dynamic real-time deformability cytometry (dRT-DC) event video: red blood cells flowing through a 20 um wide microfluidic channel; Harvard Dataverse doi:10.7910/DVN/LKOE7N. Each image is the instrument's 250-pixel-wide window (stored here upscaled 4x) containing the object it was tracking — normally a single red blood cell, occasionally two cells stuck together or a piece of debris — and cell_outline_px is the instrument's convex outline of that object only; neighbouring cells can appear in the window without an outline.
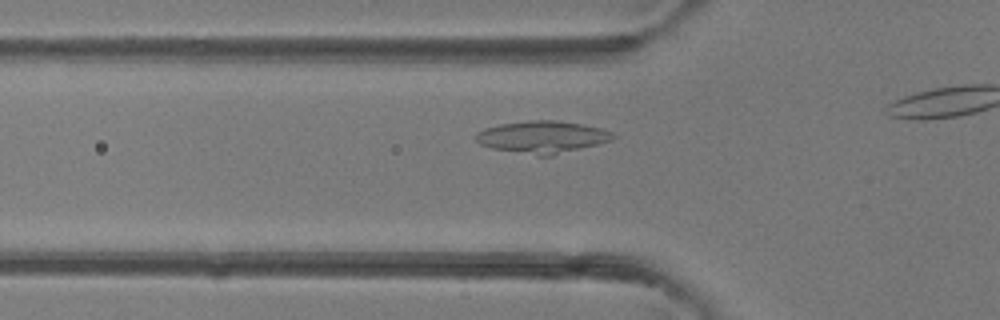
{"species": "common noctule bat (a hibernating species)", "species_latin": "Nyctalus noctula", "temperature_condition": "room temperature", "stored_images_in_passage": 4, "camera_frame_rate_fps": 3000, "um_per_image_px": 0.085, "animal": {"sex": "female"}, "frame": {"image": 1, "passage_image": 3, "time_ms": 2.333, "image_size_px": [1000, 320], "cell_outline_px": [[616, 136], [612, 140], [552, 156], [536, 156], [492, 148], [480, 144], [476, 140], [476, 132], [484, 128], [500, 124], [528, 120], [560, 120], [600, 128], [612, 132]], "centroid_in_image_um": [46.08, 11.64], "position_along_channel_um": 79.7, "area_um2": 25.78}}